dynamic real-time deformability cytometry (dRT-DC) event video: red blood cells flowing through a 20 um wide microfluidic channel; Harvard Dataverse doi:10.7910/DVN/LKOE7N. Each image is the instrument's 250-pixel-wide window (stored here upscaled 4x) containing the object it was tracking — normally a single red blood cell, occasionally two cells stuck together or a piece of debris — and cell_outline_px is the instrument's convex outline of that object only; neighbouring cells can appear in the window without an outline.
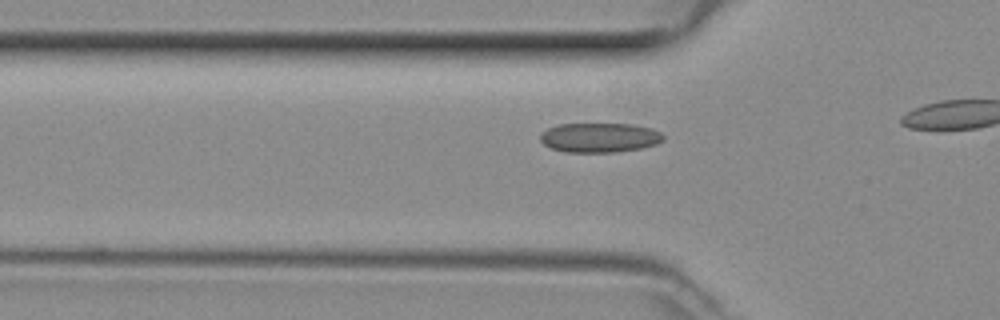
{"species": "common noctule bat (a hibernating species)", "species_latin": "Nyctalus noctula", "temperature_condition": "room temperature", "stored_images_in_passage": 17, "camera_frame_rate_fps": 3000, "um_per_image_px": 0.085, "animal": {"sex": "female", "body_mass_g": 29.2, "forearm_length_mm": 56.3}, "frame": {"image": 1, "passage_image": 12, "time_ms": 3.667, "image_size_px": [1000, 320], "cell_outline_px": [[664, 140], [656, 144], [640, 148], [616, 152], [564, 152], [552, 148], [544, 144], [540, 140], [540, 132], [548, 128], [560, 124], [632, 124], [652, 128], [660, 132], [664, 136]], "centroid_in_image_um": [50.96, 11.69], "position_along_channel_um": 74.8, "area_um2": 21.21}}
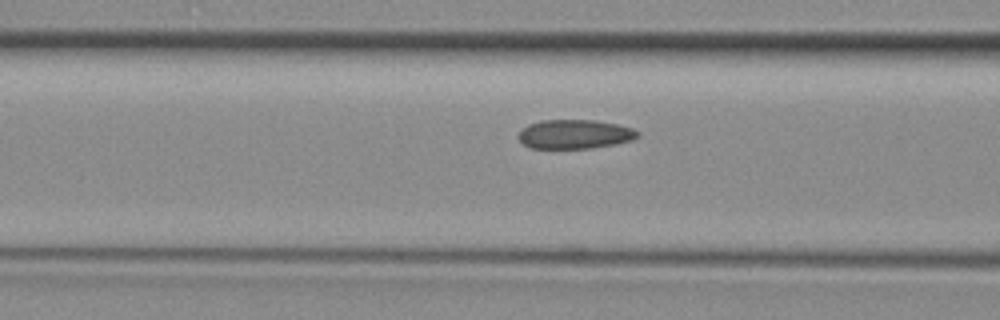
{"frame": {"image": 2, "passage_image": 15, "time_ms": 4.667, "image_size_px": [1000, 320], "cell_outline_px": [[640, 136], [632, 140], [616, 144], [592, 148], [532, 148], [524, 144], [516, 136], [528, 124], [540, 120], [596, 120], [616, 124], [632, 128], [640, 132]], "centroid_in_image_um": [48.87, 11.4], "position_along_channel_um": 117.7, "area_um2": 20.29}}